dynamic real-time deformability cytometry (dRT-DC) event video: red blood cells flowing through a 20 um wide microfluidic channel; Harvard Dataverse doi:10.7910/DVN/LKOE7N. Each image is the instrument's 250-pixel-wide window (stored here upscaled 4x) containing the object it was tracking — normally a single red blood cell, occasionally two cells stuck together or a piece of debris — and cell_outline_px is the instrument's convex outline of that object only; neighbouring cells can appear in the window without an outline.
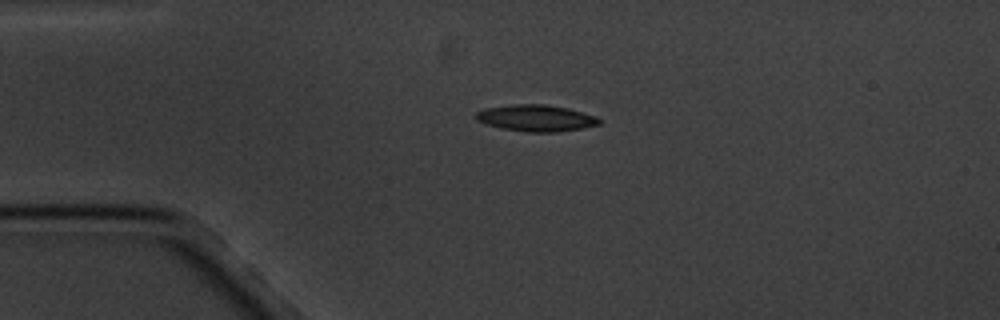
{"species": "common noctule bat (a hibernating species)", "species_latin": "Nyctalus noctula", "temperature_condition": "cold", "stored_images_in_passage": 4, "camera_frame_rate_fps": 3000, "um_per_image_px": 0.085, "animal": {"sex": "male", "body_mass_g": 20.1, "forearm_length_mm": 53.5}, "frame": {"image": 1, "passage_image": 3, "time_ms": 3.333, "image_size_px": [1000, 320], "cell_outline_px": [[600, 124], [584, 128], [556, 132], [528, 132], [500, 128], [476, 120], [476, 112], [484, 108], [512, 104], [544, 104], [568, 108], [596, 116], [600, 120]], "centroid_in_image_um": [45.56, 10.03], "position_along_channel_um": 39.4, "area_um2": 19.07}}